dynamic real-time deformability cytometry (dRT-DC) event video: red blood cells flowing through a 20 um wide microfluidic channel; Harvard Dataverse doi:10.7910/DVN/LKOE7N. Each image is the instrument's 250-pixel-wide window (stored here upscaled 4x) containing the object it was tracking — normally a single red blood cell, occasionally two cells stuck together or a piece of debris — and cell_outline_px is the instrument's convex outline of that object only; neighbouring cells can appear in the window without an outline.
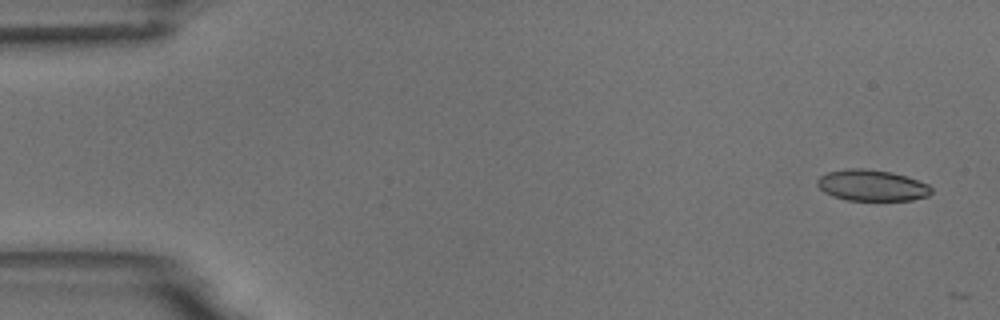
{"species": "common noctule bat (a hibernating species)", "species_latin": "Nyctalus noctula", "temperature_condition": "room temperature", "stored_images_in_passage": 3, "camera_frame_rate_fps": 3000, "um_per_image_px": 0.085, "animal": {"sex": "male", "body_mass_g": 18.8}, "frame": {"image": 1, "passage_image": 1, "time_ms": 0.0, "image_size_px": [1000, 320], "cell_outline_px": [[932, 192], [928, 196], [912, 200], [848, 200], [832, 196], [824, 192], [816, 184], [816, 180], [820, 176], [828, 172], [848, 168], [864, 168], [892, 172], [928, 184], [932, 188]], "centroid_in_image_um": [74.09, 15.76], "position_along_channel_um": 10.9, "area_um2": 20.69}}